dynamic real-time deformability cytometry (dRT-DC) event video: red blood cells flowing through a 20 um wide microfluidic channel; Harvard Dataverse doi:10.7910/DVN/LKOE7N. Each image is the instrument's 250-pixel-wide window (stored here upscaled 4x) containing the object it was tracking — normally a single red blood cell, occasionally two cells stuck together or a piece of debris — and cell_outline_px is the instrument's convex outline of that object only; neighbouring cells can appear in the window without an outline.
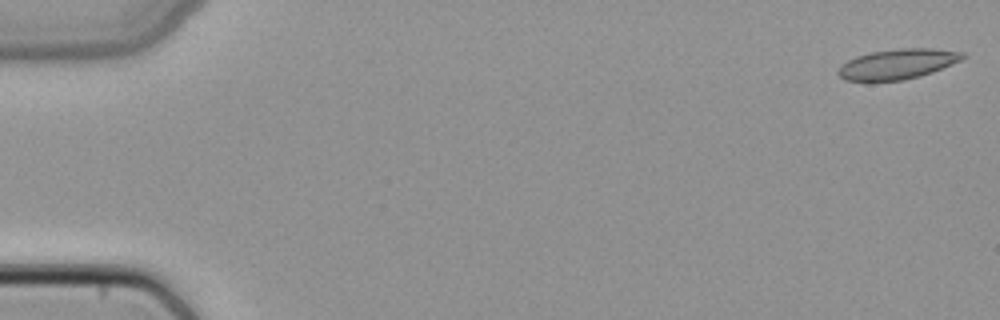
{"species": "common noctule bat (a hibernating species)", "species_latin": "Nyctalus noctula", "temperature_condition": "cold", "stored_images_in_passage": 6, "segment_of_instrument_passage": [1, 2], "camera_frame_rate_fps": 3000, "um_per_image_px": 0.085, "animal": {"sex": "female", "body_mass_g": 22.7, "forearm_length_mm": 54.2}, "frame": {"image": 1, "passage_image": 1, "time_ms": 0.0, "image_size_px": [1000, 320], "cell_outline_px": [[968, 56], [952, 64], [932, 72], [920, 76], [904, 80], [844, 80], [836, 72], [840, 64], [856, 56], [872, 52], [900, 48], [932, 48], [964, 52]], "centroid_in_image_um": [76.3, 5.43], "position_along_channel_um": 8.7, "area_um2": 21.79}}
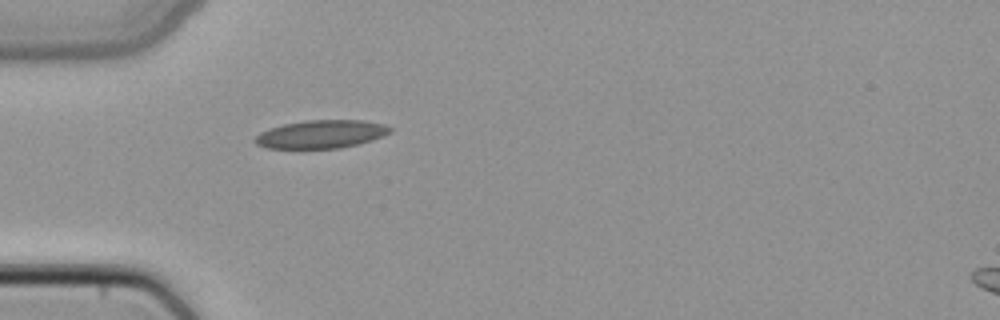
{"frame": {"image": 2, "passage_image": 5, "time_ms": 1.333, "image_size_px": [1000, 320], "cell_outline_px": [[392, 132], [384, 136], [372, 140], [340, 148], [268, 148], [256, 144], [252, 140], [260, 132], [268, 128], [284, 124], [304, 120], [364, 120], [384, 124], [392, 128]], "centroid_in_image_um": [27.3, 11.39], "position_along_channel_um": 57.7, "area_um2": 22.25}}